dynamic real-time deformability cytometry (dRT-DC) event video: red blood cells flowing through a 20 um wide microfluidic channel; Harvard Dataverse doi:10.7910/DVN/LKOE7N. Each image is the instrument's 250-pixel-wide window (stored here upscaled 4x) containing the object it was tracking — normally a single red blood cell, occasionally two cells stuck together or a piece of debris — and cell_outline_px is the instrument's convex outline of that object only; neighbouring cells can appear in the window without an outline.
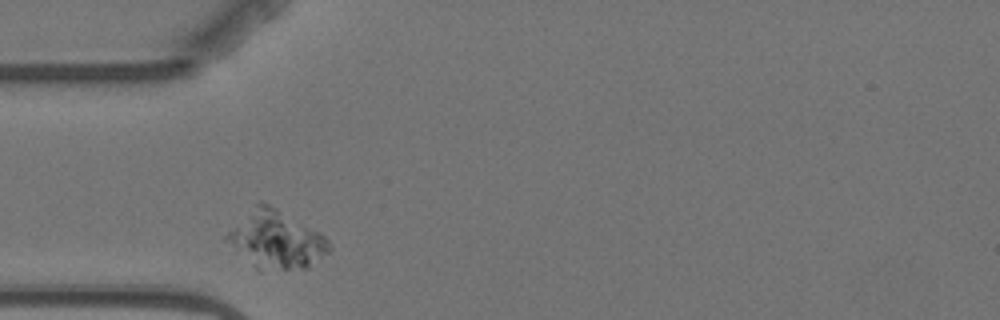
{"species": "Egyptian fruit bat (a non-hibernating species)", "species_latin": "Rousettus aegyptiacus", "temperature_condition": "warm", "stored_images_in_passage": 2, "camera_frame_rate_fps": 3000, "um_per_image_px": 0.085, "animal": {"sex": "female"}, "frame": {"image": 1, "passage_image": 1, "time_ms": 0.0, "image_size_px": [1000, 320], "cell_outline_px": [[332, 248], [328, 252], [308, 268], [280, 268], [224, 240], [224, 236], [260, 200], [276, 208], [320, 232], [328, 240]], "centroid_in_image_um": [23.65, 20.23], "position_along_channel_um": 61.4, "area_um2": 30.87}}
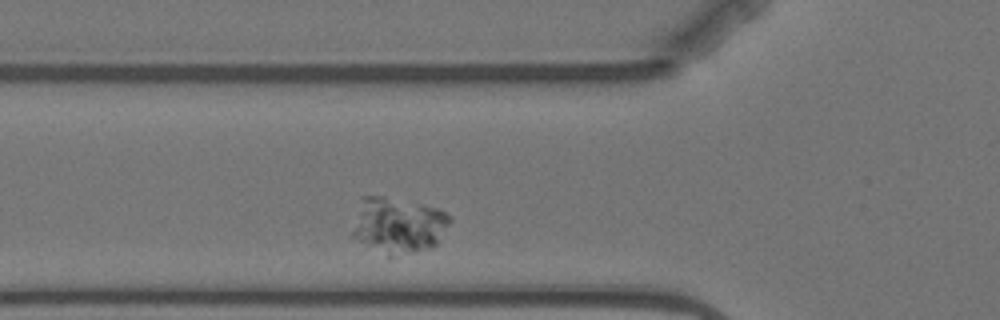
{"frame": {"image": 2, "passage_image": 2, "time_ms": 1.0, "image_size_px": [1000, 320], "cell_outline_px": [[452, 220], [440, 240], [432, 248], [392, 260], [388, 260], [352, 236], [352, 232], [360, 196], [384, 196], [420, 204], [436, 208], [444, 212]], "centroid_in_image_um": [33.83, 19.22], "position_along_channel_um": 92.0, "area_um2": 32.66}}